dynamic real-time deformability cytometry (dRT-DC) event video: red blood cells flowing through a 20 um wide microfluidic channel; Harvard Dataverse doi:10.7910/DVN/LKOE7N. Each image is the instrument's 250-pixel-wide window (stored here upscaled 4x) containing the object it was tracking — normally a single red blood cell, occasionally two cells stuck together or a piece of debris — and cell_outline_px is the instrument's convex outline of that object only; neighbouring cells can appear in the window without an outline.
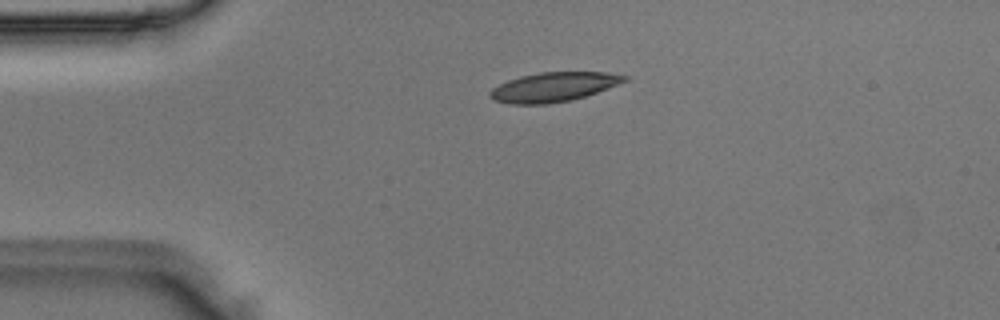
{"species": "Egyptian fruit bat (a non-hibernating species)", "species_latin": "Rousettus aegyptiacus", "temperature_condition": "room temperature", "stored_images_in_passage": 40, "camera_frame_rate_fps": 3000, "um_per_image_px": 0.085, "animal": {"sex": "male"}, "frame": {"image": 1, "passage_image": 1, "time_ms": 0.0, "image_size_px": [1000, 320], "cell_outline_px": [[628, 80], [596, 92], [572, 100], [548, 104], [512, 104], [492, 100], [488, 96], [488, 92], [492, 88], [508, 80], [520, 76], [540, 72], [604, 72], [628, 76]], "centroid_in_image_um": [47.0, 7.4], "position_along_channel_um": 38.0, "area_um2": 22.95}}
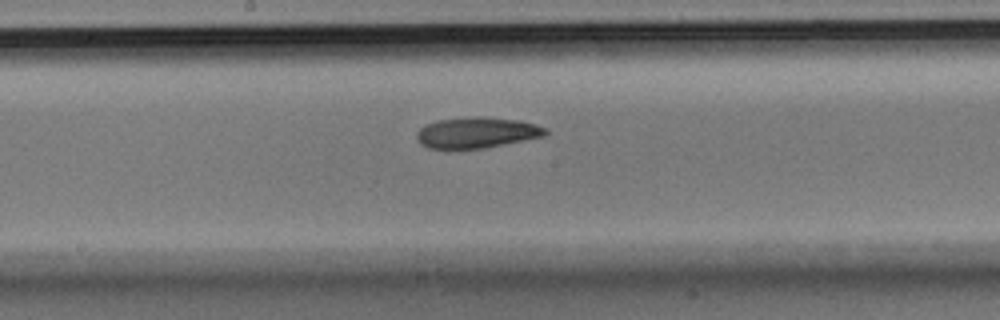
{"frame": {"image": 2, "passage_image": 16, "time_ms": 5.0, "image_size_px": [1000, 320], "cell_outline_px": [[548, 132], [544, 136], [484, 148], [428, 148], [420, 144], [416, 140], [416, 132], [420, 128], [436, 120], [472, 116], [484, 116], [520, 120], [536, 124], [548, 128]], "centroid_in_image_um": [40.53, 11.25], "position_along_channel_um": 207.7, "area_um2": 23.29}}
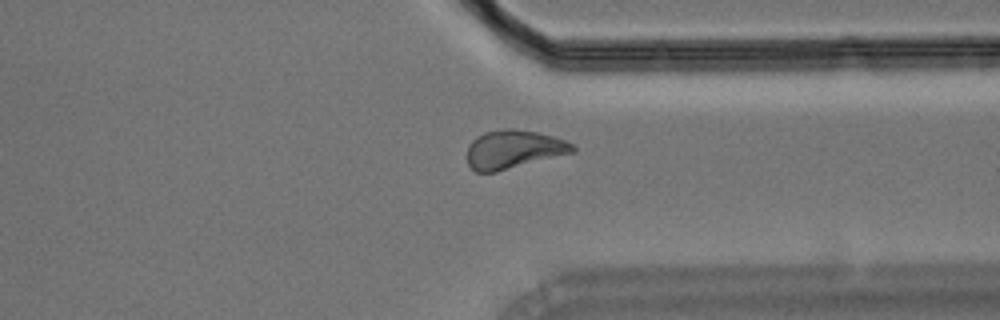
{"frame": {"image": 3, "passage_image": 28, "time_ms": 9.0, "image_size_px": [1000, 320], "cell_outline_px": [[576, 152], [496, 172], [476, 172], [468, 164], [468, 144], [476, 136], [484, 132], [500, 128], [512, 128], [536, 132], [556, 136], [572, 144], [576, 148]], "centroid_in_image_um": [43.66, 12.68], "position_along_channel_um": 367.7, "area_um2": 23.93}}